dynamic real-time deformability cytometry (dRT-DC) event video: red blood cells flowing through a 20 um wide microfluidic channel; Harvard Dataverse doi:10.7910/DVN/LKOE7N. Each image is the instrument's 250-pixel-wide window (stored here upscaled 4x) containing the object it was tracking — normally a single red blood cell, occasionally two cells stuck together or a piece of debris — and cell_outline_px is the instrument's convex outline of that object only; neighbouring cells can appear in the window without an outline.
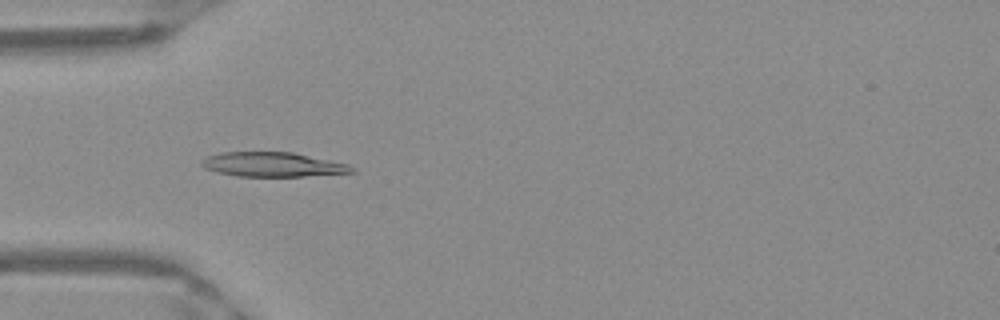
{"species": "Egyptian fruit bat (a non-hibernating species)", "species_latin": "Rousettus aegyptiacus", "temperature_condition": "warm", "stored_images_in_passage": 50, "camera_frame_rate_fps": 3000, "um_per_image_px": 0.085, "frame": {"image": 1, "passage_image": 15, "time_ms": 4.667, "image_size_px": [1000, 320], "cell_outline_px": [[356, 172], [304, 176], [236, 176], [216, 172], [204, 168], [200, 164], [200, 160], [208, 156], [220, 152], [292, 152], [348, 164]], "centroid_in_image_um": [23.12, 13.98], "position_along_channel_um": 61.9, "area_um2": 21.33}}
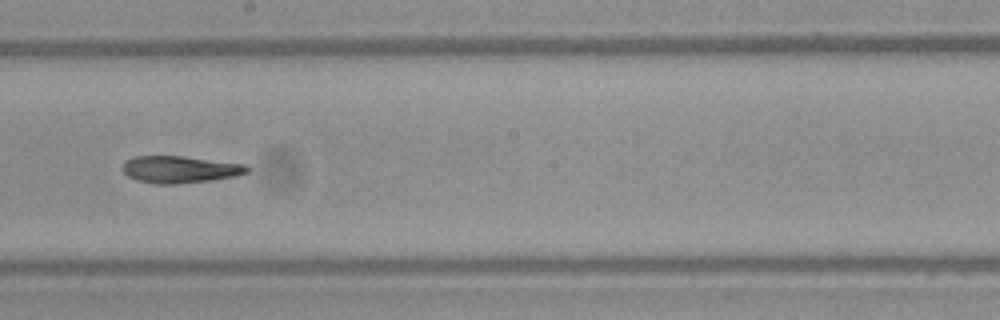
{"frame": {"image": 2, "passage_image": 28, "time_ms": 9.0, "image_size_px": [1000, 320], "cell_outline_px": [[248, 172], [236, 176], [212, 180], [176, 184], [156, 184], [136, 180], [128, 176], [120, 168], [124, 160], [132, 156], [180, 156], [248, 164]], "centroid_in_image_um": [15.25, 14.4], "position_along_channel_um": 232.9, "area_um2": 19.83}}
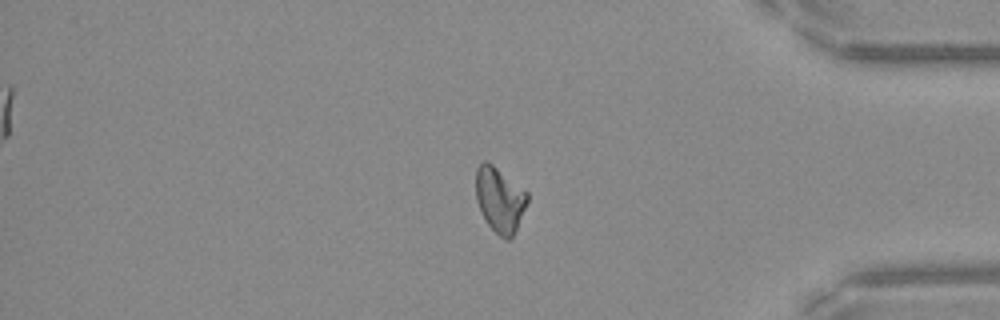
{"frame": {"image": 3, "passage_image": 42, "time_ms": 13.667, "image_size_px": [1000, 320], "cell_outline_px": [[528, 200], [516, 228], [512, 236], [508, 240], [504, 240], [488, 224], [480, 212], [476, 200], [476, 168], [484, 160], [488, 160], [528, 192]], "centroid_in_image_um": [42.46, 16.93], "position_along_channel_um": 392.7, "area_um2": 19.48}}